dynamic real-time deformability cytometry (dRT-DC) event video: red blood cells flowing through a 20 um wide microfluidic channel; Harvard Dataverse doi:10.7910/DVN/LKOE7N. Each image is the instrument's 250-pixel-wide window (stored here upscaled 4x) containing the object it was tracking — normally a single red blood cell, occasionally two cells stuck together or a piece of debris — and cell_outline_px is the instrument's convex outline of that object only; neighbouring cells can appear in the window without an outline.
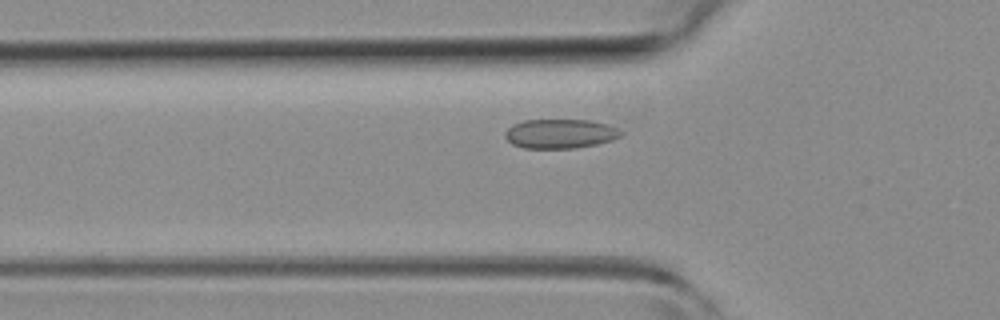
{"species": "common noctule bat (a hibernating species)", "species_latin": "Nyctalus noctula", "temperature_condition": "room temperature", "stored_images_in_passage": 31, "camera_frame_rate_fps": 3000, "um_per_image_px": 0.085, "animal": {"sex": "female", "body_mass_g": 19.3, "forearm_length_mm": 54.1}, "frame": {"image": 1, "passage_image": 3, "time_ms": 0.667, "image_size_px": [1000, 320], "cell_outline_px": [[624, 132], [620, 136], [612, 140], [596, 144], [576, 148], [524, 148], [512, 144], [504, 136], [504, 132], [512, 124], [524, 120], [592, 120], [608, 124]], "centroid_in_image_um": [47.6, 11.36], "position_along_channel_um": 78.2, "area_um2": 19.88}}
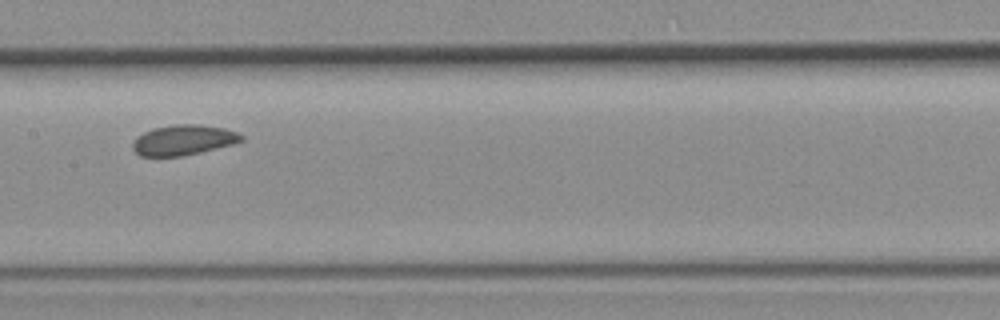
{"frame": {"image": 2, "passage_image": 11, "time_ms": 3.333, "image_size_px": [1000, 320], "cell_outline_px": [[244, 140], [232, 144], [200, 152], [180, 156], [140, 156], [132, 148], [132, 144], [136, 136], [152, 128], [176, 124], [200, 124], [224, 128], [236, 132], [244, 136]], "centroid_in_image_um": [15.57, 11.89], "position_along_channel_um": 191.8, "area_um2": 19.13}}
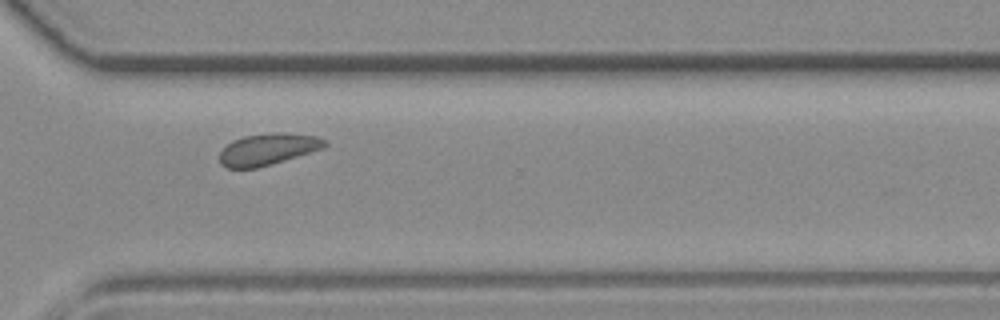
{"frame": {"image": 3, "passage_image": 22, "time_ms": 7.0, "image_size_px": [1000, 320], "cell_outline_px": [[328, 144], [324, 148], [272, 164], [256, 168], [228, 168], [220, 164], [220, 152], [232, 140], [244, 136], [272, 132], [284, 132], [316, 136], [328, 140]], "centroid_in_image_um": [22.8, 12.67], "position_along_channel_um": 347.8, "area_um2": 19.48}, "authors_computed_cell_mechanics": {"area_um2": 19.363, "velocity_mm_per_s": 4.2528, "shape_relaxation_time_tau1_ms": null, "shape_relaxation_time_tau2_ms": 1.2047, "deformation_change_tau1": null, "deformation_change_tau2": 0.0462}}